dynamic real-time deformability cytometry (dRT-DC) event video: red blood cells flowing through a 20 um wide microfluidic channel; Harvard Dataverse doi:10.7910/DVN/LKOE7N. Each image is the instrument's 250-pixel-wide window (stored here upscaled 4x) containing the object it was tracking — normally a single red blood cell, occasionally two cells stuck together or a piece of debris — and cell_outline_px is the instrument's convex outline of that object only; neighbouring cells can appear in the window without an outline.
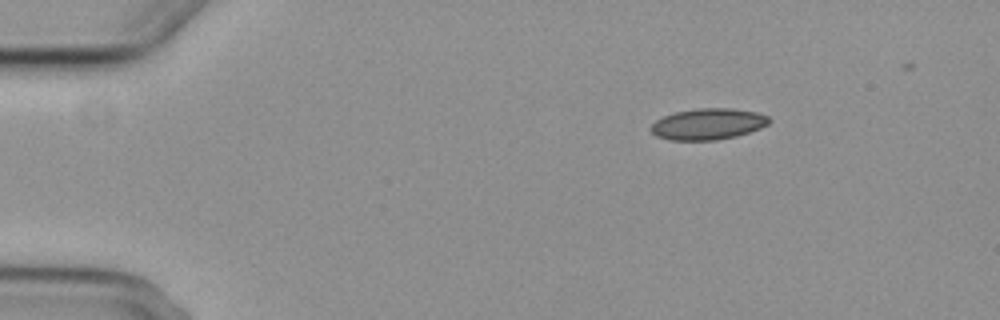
{"species": "common noctule bat (a hibernating species)", "species_latin": "Nyctalus noctula", "temperature_condition": "cold", "stored_images_in_passage": 3, "segment_of_instrument_passage": [1, 2], "camera_frame_rate_fps": 3000, "um_per_image_px": 0.085, "animal": {"sex": "female", "body_mass_g": 29.2, "forearm_length_mm": 56.3}, "frame": {"image": 1, "passage_image": 1, "time_ms": 0.0, "image_size_px": [1000, 320], "cell_outline_px": [[772, 120], [768, 124], [760, 128], [736, 136], [716, 140], [668, 140], [656, 136], [652, 132], [652, 124], [656, 120], [664, 116], [676, 112], [696, 108], [732, 108], [756, 112], [768, 116]], "centroid_in_image_um": [60.19, 10.54], "position_along_channel_um": 24.8, "area_um2": 21.44}}